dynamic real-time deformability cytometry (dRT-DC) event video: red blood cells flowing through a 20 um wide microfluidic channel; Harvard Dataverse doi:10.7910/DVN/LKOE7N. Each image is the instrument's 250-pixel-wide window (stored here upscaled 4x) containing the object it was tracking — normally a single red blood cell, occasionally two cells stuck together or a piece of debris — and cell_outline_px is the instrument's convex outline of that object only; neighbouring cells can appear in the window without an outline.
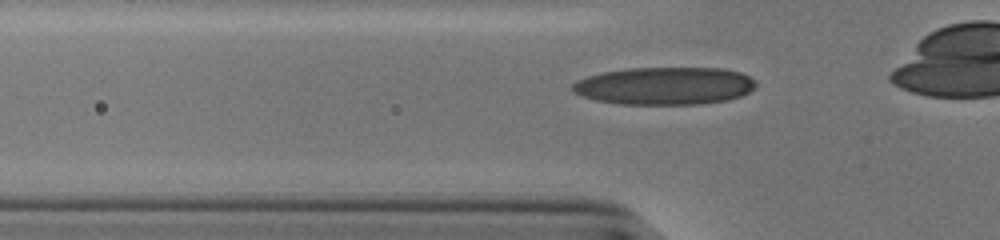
{"species": "human", "species_latin": "Homo sapiens", "temperature_condition": "cold", "stored_images_in_passage": 30, "camera_frame_rate_fps": 3000, "um_per_image_px": 0.085, "donor": {"sex": "male"}, "frame": {"image": 1, "passage_image": 4, "time_ms": 1.0, "image_size_px": [1000, 240], "cell_outline_px": [[756, 88], [740, 96], [728, 100], [700, 104], [620, 104], [596, 100], [572, 92], [572, 84], [576, 80], [588, 76], [604, 72], [628, 68], [720, 68], [740, 72], [756, 80]], "centroid_in_image_um": [56.51, 7.3], "position_along_channel_um": 69.3, "area_um2": 40.29}}
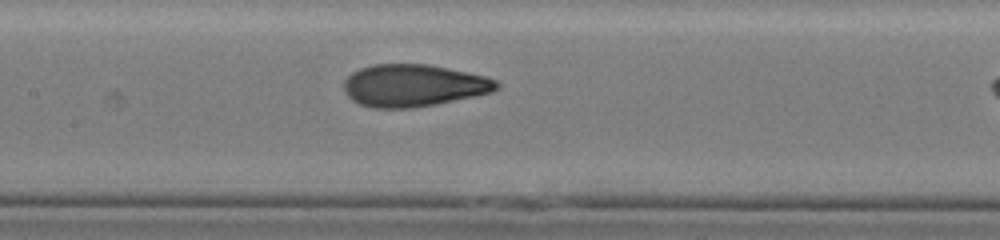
{"frame": {"image": 2, "passage_image": 12, "time_ms": 3.667, "image_size_px": [1000, 240], "cell_outline_px": [[500, 88], [492, 92], [436, 104], [412, 108], [372, 108], [360, 104], [352, 100], [344, 92], [344, 80], [352, 72], [360, 68], [372, 64], [428, 64], [448, 68], [484, 76], [496, 80], [500, 84]], "centroid_in_image_um": [35.13, 7.27], "position_along_channel_um": 172.3, "area_um2": 37.63}}
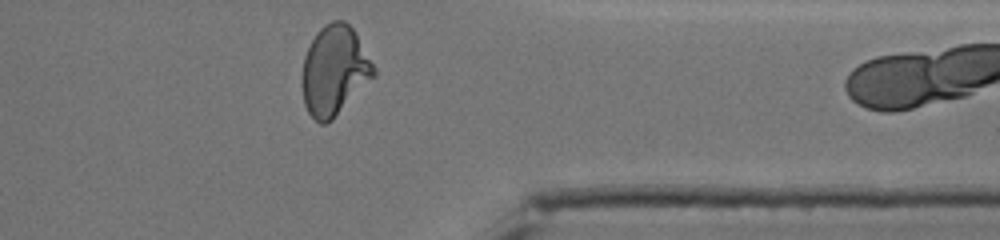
{"frame": {"image": 3, "passage_image": 29, "time_ms": 9.333, "image_size_px": [1000, 240], "cell_outline_px": [[376, 76], [328, 124], [320, 124], [308, 112], [304, 104], [300, 80], [304, 56], [316, 32], [324, 24], [332, 20], [344, 20], [352, 28], [376, 68]], "centroid_in_image_um": [28.41, 6.02], "position_along_channel_um": 383.0, "area_um2": 37.74}}